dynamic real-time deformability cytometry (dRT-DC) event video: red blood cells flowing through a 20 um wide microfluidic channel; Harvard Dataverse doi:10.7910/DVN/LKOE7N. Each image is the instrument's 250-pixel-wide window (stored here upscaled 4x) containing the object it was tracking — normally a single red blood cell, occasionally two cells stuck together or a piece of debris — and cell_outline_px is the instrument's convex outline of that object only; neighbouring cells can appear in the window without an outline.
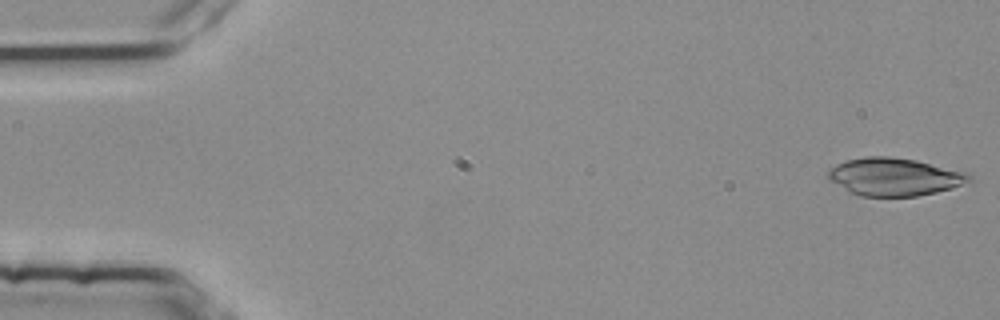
{"species": "common noctule bat (a hibernating species)", "species_latin": "Nyctalus noctula", "temperature_condition": "room temperature", "stored_images_in_passage": 53, "camera_frame_rate_fps": 3000, "um_per_image_px": 0.085, "animal": {"sex": "female", "body_mass_g": 25.1}, "frame": {"image": 1, "passage_image": 1, "time_ms": 0.0, "image_size_px": [1000, 320], "cell_outline_px": [[972, 180], [952, 188], [936, 192], [916, 196], [860, 196], [848, 192], [828, 180], [824, 172], [828, 168], [844, 160], [868, 156], [888, 156], [916, 160], [968, 172], [972, 176]], "centroid_in_image_um": [75.96, 15.02], "position_along_channel_um": 9.0, "area_um2": 31.5}}
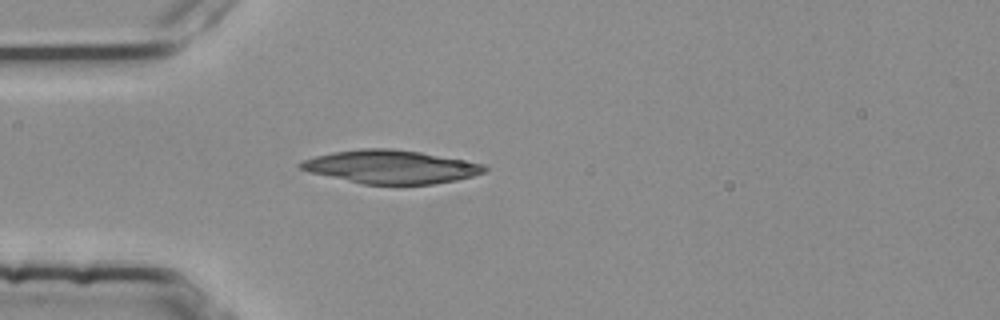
{"frame": {"image": 2, "passage_image": 15, "time_ms": 4.667, "image_size_px": [1000, 320], "cell_outline_px": [[488, 172], [456, 180], [432, 184], [364, 184], [308, 172], [300, 168], [296, 164], [304, 160], [316, 156], [332, 152], [360, 148], [388, 148], [420, 152], [484, 164], [488, 168]], "centroid_in_image_um": [33.22, 14.18], "position_along_channel_um": 51.8, "area_um2": 35.6}}
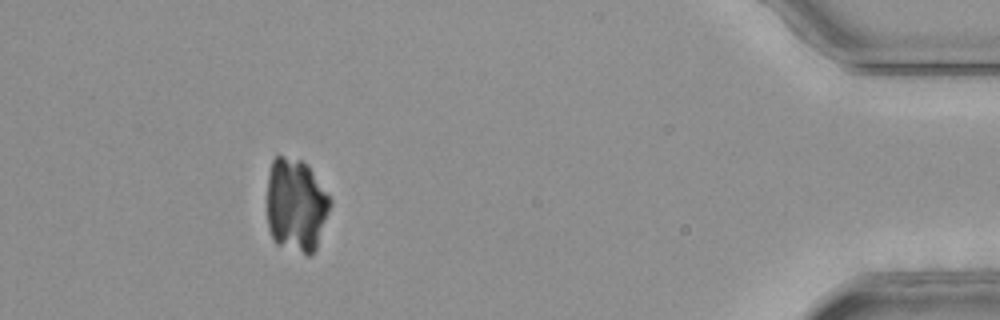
{"frame": {"image": 3, "passage_image": 49, "time_ms": 16.0, "image_size_px": [1000, 320], "cell_outline_px": [[332, 204], [316, 248], [312, 256], [308, 256], [276, 244], [268, 228], [268, 172], [272, 160], [276, 156], [284, 156], [300, 160], [308, 164], [332, 200]], "centroid_in_image_um": [25.17, 17.45], "position_along_channel_um": 410.0, "area_um2": 34.68}}